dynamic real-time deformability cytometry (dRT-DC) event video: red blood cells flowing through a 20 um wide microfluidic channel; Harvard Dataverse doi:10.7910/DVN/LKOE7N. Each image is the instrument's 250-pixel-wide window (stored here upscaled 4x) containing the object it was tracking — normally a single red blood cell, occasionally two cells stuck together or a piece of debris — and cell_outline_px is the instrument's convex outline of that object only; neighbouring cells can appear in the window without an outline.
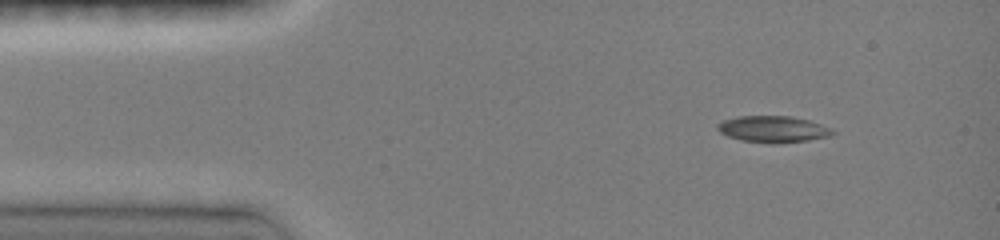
{"species": "common noctule bat (a hibernating species)", "species_latin": "Nyctalus noctula", "temperature_condition": "room temperature", "stored_images_in_passage": 13, "camera_frame_rate_fps": 3000, "um_per_image_px": 0.085, "animal": {"sex": "female", "body_mass_g": 19.0, "forearm_length_mm": 51.5}, "frame": {"image": 1, "passage_image": 2, "time_ms": 0.333, "image_size_px": [1000, 240], "cell_outline_px": [[836, 132], [832, 136], [808, 140], [740, 140], [728, 136], [720, 132], [716, 128], [716, 124], [724, 120], [736, 116], [792, 116], [808, 120], [832, 128]], "centroid_in_image_um": [65.71, 10.92], "position_along_channel_um": 19.3, "area_um2": 16.94}}
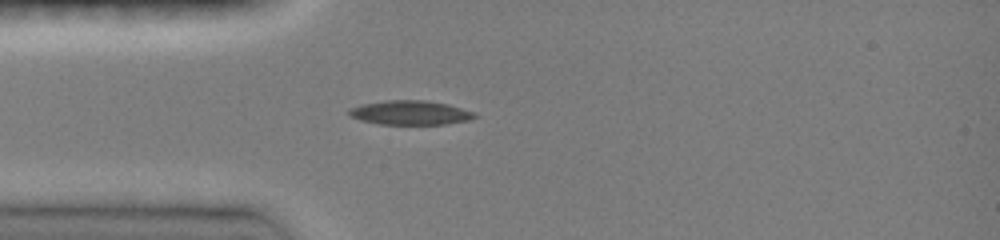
{"frame": {"image": 2, "passage_image": 7, "time_ms": 2.667, "image_size_px": [1000, 240], "cell_outline_px": [[480, 116], [468, 120], [444, 124], [380, 124], [360, 120], [352, 116], [348, 112], [348, 108], [360, 104], [388, 100], [424, 100], [448, 104], [476, 112]], "centroid_in_image_um": [34.89, 9.57], "position_along_channel_um": 50.1, "area_um2": 17.8}}
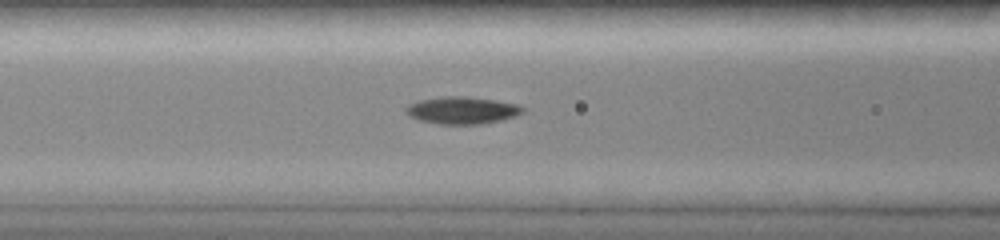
{"frame": {"image": 3, "passage_image": 11, "time_ms": 4.667, "image_size_px": [1000, 240], "cell_outline_px": [[524, 112], [516, 116], [500, 120], [480, 124], [440, 124], [420, 120], [404, 112], [404, 108], [408, 104], [420, 100], [440, 96], [468, 96], [496, 100], [516, 104], [524, 108]], "centroid_in_image_um": [39.27, 9.36], "position_along_channel_um": 127.3, "area_um2": 18.55}}